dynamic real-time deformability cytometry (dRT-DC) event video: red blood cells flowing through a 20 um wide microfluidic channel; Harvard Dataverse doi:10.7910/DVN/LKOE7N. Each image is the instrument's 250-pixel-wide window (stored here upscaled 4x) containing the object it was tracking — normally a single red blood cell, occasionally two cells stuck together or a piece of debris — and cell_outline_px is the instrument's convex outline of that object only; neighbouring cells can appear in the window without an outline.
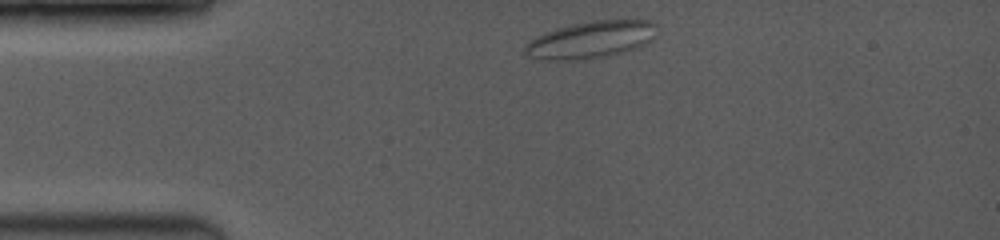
{"species": "common noctule bat (a hibernating species)", "species_latin": "Nyctalus noctula", "temperature_condition": "room temperature", "stored_images_in_passage": 10, "camera_frame_rate_fps": 3500, "um_per_image_px": 0.085, "animal": {"sex": "female", "body_mass_g": 19.0, "forearm_length_mm": 53.3}, "frame": {"image": 1, "passage_image": 1, "time_ms": 0.0, "image_size_px": [1000, 240], "cell_outline_px": [[652, 40], [636, 48], [624, 52], [608, 56], [572, 60], [544, 60], [532, 56], [524, 52], [524, 48], [532, 40], [556, 28], [572, 24], [596, 20], [648, 20], [652, 24]], "centroid_in_image_um": [50.21, 3.39], "position_along_channel_um": 34.8, "area_um2": 27.63}}
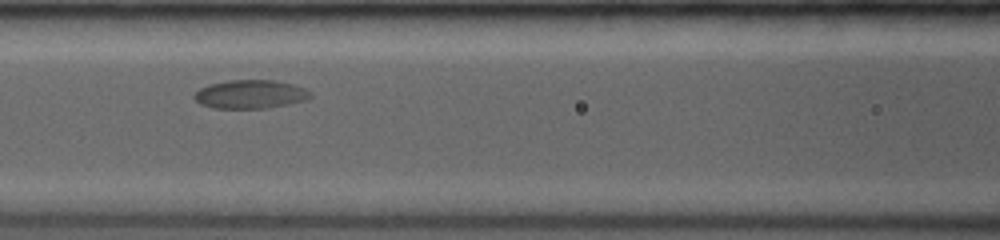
{"frame": {"image": 2, "passage_image": 7, "time_ms": 4.0, "image_size_px": [1000, 240], "cell_outline_px": [[312, 96], [304, 100], [288, 104], [268, 108], [212, 108], [200, 104], [192, 96], [200, 88], [208, 84], [228, 80], [276, 80], [292, 84], [304, 88], [312, 92]], "centroid_in_image_um": [21.26, 8.01], "position_along_channel_um": 145.3, "area_um2": 19.42}}
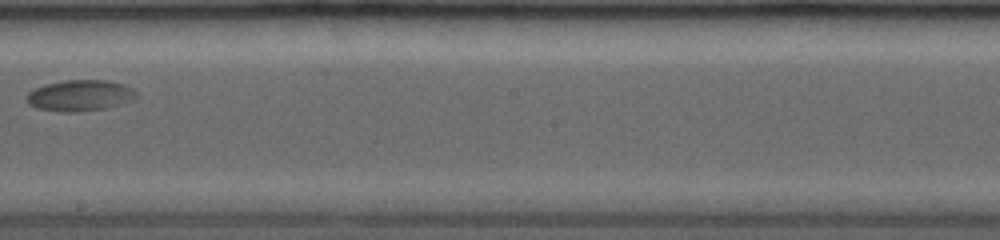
{"frame": {"image": 3, "passage_image": 10, "time_ms": 6.571, "image_size_px": [1000, 240], "cell_outline_px": [[140, 96], [136, 100], [104, 108], [76, 112], [60, 112], [36, 108], [28, 104], [24, 100], [24, 96], [32, 88], [44, 84], [64, 80], [108, 80], [124, 84], [132, 88]], "centroid_in_image_um": [6.77, 8.11], "position_along_channel_um": 241.4, "area_um2": 20.4}}